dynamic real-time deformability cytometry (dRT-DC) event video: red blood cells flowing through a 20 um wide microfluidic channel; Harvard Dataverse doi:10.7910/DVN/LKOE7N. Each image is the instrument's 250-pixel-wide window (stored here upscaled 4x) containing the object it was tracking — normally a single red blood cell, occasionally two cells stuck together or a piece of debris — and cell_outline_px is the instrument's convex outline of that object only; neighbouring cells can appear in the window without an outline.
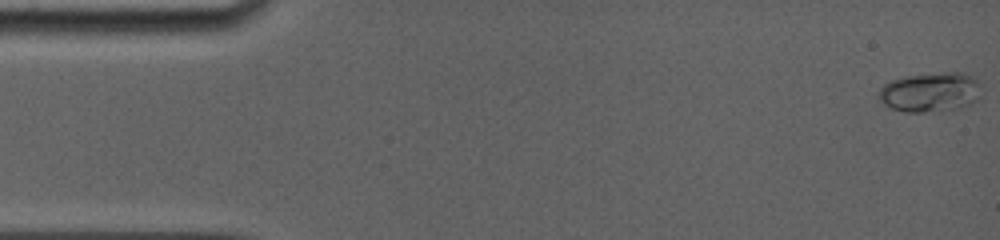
{"species": "common noctule bat (a hibernating species)", "species_latin": "Nyctalus noctula", "temperature_condition": "room temperature", "stored_images_in_passage": 78, "camera_frame_rate_fps": 5000, "um_per_image_px": 0.085, "animal": {"sex": "female", "body_mass_g": 19.0, "forearm_length_mm": 56.7}, "frame": {"image": 1, "passage_image": 1, "time_ms": 0.0, "image_size_px": [1000, 240], "cell_outline_px": [[984, 88], [976, 100], [960, 108], [924, 112], [904, 112], [892, 108], [884, 104], [876, 96], [876, 92], [888, 80], [908, 76], [948, 72], [964, 72], [972, 76]], "centroid_in_image_um": [79.06, 7.82], "position_along_channel_um": 5.9, "area_um2": 23.87}}
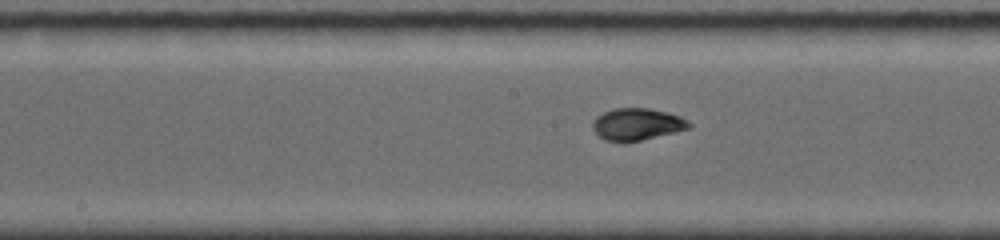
{"frame": {"image": 2, "passage_image": 42, "time_ms": 8.2, "image_size_px": [1000, 240], "cell_outline_px": [[692, 128], [640, 140], [604, 140], [592, 128], [592, 120], [596, 116], [612, 108], [648, 108], [668, 112], [680, 116], [688, 120], [692, 124]], "centroid_in_image_um": [54.17, 10.53], "position_along_channel_um": 194.0, "area_um2": 17.8}}
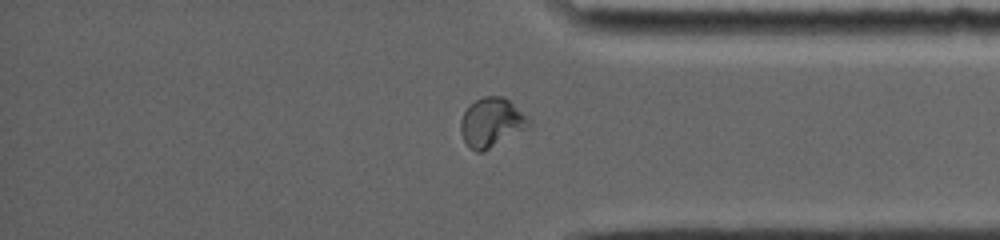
{"frame": {"image": 3, "passage_image": 68, "time_ms": 13.4, "image_size_px": [1000, 240], "cell_outline_px": [[532, 128], [480, 152], [476, 152], [464, 140], [460, 132], [460, 120], [464, 112], [476, 100], [484, 96], [504, 96], [532, 120]], "centroid_in_image_um": [41.84, 10.41], "position_along_channel_um": 393.4, "area_um2": 19.65}}